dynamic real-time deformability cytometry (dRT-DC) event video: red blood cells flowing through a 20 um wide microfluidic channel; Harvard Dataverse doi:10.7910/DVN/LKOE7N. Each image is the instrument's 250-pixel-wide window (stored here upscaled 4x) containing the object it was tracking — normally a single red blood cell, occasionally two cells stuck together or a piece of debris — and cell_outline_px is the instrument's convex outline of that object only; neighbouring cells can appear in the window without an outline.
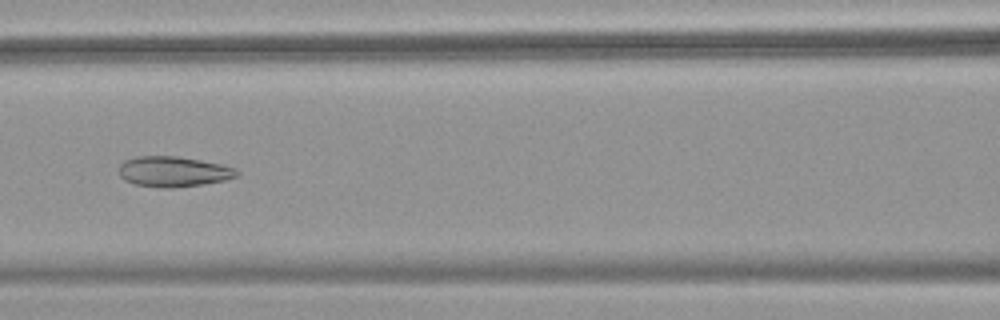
{"species": "common noctule bat (a hibernating species)", "species_latin": "Nyctalus noctula", "temperature_condition": "warm", "stored_images_in_passage": 55, "camera_frame_rate_fps": 3000, "um_per_image_px": 0.085, "animal": {"sex": "female", "body_mass_g": 18.4}, "frame": {"image": 1, "passage_image": 25, "time_ms": 8.0, "image_size_px": [1000, 320], "cell_outline_px": [[240, 172], [236, 176], [224, 180], [204, 184], [172, 188], [164, 188], [136, 184], [124, 180], [120, 176], [120, 164], [124, 160], [136, 156], [176, 156], [200, 160], [220, 164], [236, 168]], "centroid_in_image_um": [14.74, 14.58], "position_along_channel_um": 151.9, "area_um2": 20.81}}
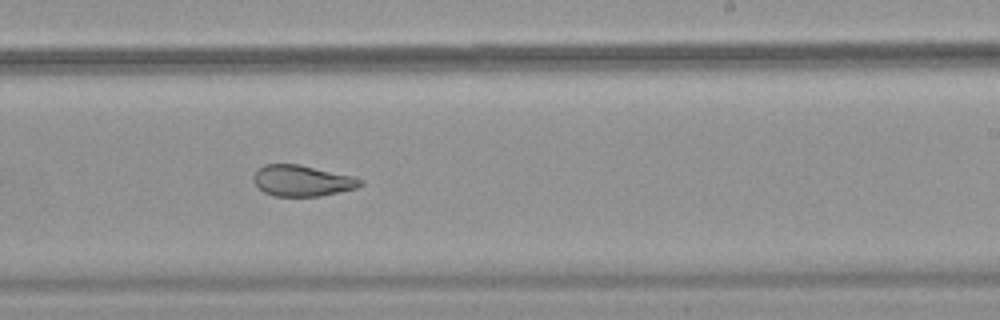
{"frame": {"image": 2, "passage_image": 34, "time_ms": 11.0, "image_size_px": [1000, 320], "cell_outline_px": [[364, 184], [356, 188], [320, 196], [272, 196], [264, 192], [252, 180], [252, 176], [256, 168], [264, 164], [300, 164], [352, 176], [364, 180]], "centroid_in_image_um": [25.65, 15.35], "position_along_channel_um": 263.3, "area_um2": 19.48}}
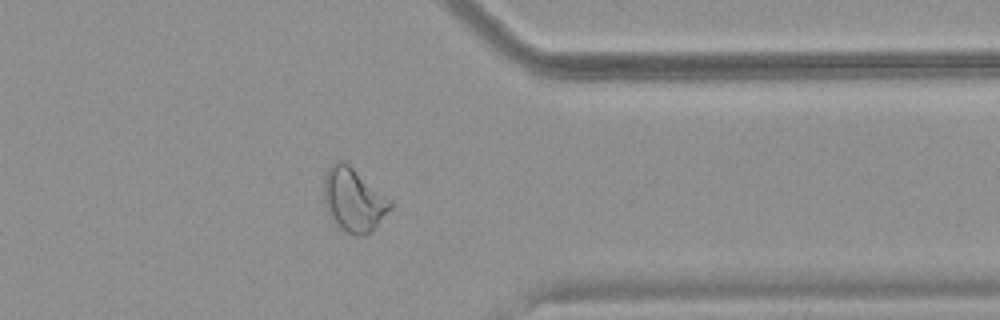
{"frame": {"image": 3, "passage_image": 44, "time_ms": 14.333, "image_size_px": [1000, 320], "cell_outline_px": [[392, 208], [372, 232], [364, 236], [356, 236], [348, 232], [332, 220], [324, 204], [324, 176], [328, 168], [336, 160], [344, 160], [392, 200]], "centroid_in_image_um": [30.07, 16.98], "position_along_channel_um": 381.3, "area_um2": 24.74}, "authors_computed_cell_mechanics": {"area_um2": 25.6054, "velocity_mm_per_s": 3.7393, "shape_relaxation_time_tau1_ms": null, "shape_relaxation_time_tau2_ms": 2.1517, "deformation_change_tau1": null, "deformation_change_tau2": 0.0889}}